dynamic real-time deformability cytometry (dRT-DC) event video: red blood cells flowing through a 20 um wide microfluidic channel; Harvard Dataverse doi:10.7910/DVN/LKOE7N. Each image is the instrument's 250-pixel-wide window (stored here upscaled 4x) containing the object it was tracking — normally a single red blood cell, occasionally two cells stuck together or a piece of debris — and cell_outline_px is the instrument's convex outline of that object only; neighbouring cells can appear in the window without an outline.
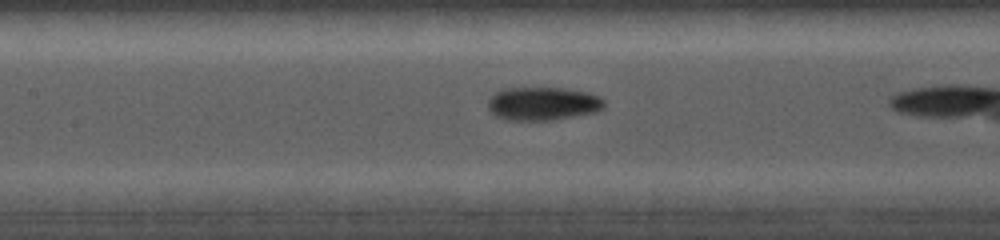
{"species": "common noctule bat (a hibernating species)", "species_latin": "Nyctalus noctula", "temperature_condition": "cold", "stored_images_in_passage": 23, "camera_frame_rate_fps": 5000, "um_per_image_px": 0.085, "animal": {"sex": "female", "body_mass_g": 19.0, "forearm_length_mm": 56.7}, "frame": {"image": 1, "passage_image": 7, "time_ms": 2.2, "image_size_px": [1000, 240], "cell_outline_px": [[604, 108], [596, 112], [552, 120], [508, 120], [496, 116], [488, 108], [488, 100], [496, 92], [504, 88], [560, 88], [584, 92], [596, 96], [604, 100]], "centroid_in_image_um": [46.12, 8.82], "position_along_channel_um": 161.3, "area_um2": 22.31}}
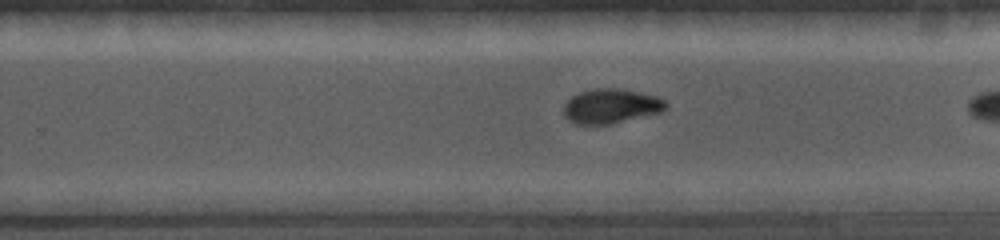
{"frame": {"image": 2, "passage_image": 17, "time_ms": 4.8, "image_size_px": [1000, 240], "cell_outline_px": [[668, 104], [660, 112], [612, 124], [572, 124], [564, 116], [564, 104], [572, 96], [580, 92], [596, 88], [620, 88], [656, 96], [664, 100]], "centroid_in_image_um": [51.9, 9.02], "position_along_channel_um": 277.9, "area_um2": 20.52}}